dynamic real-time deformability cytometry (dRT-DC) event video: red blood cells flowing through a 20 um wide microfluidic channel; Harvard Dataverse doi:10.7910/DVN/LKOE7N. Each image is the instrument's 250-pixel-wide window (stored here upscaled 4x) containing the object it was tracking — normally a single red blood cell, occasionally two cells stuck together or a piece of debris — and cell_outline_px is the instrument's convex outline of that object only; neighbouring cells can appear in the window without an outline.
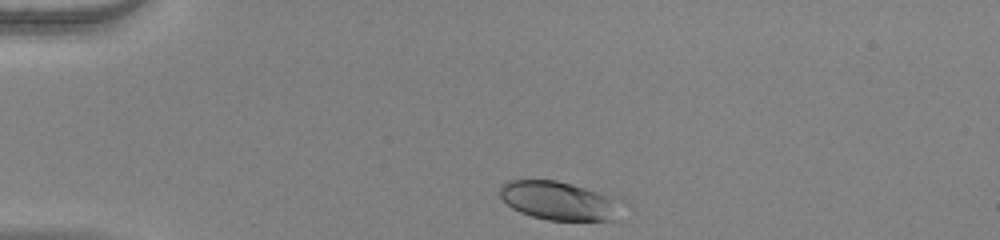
{"species": "human", "species_latin": "Homo sapiens", "temperature_condition": "warm", "stored_images_in_passage": 34, "camera_frame_rate_fps": 3000, "um_per_image_px": 0.085, "donor": {"sex": "female"}, "frame": {"image": 1, "passage_image": 1, "time_ms": 0.0, "image_size_px": [1000, 240], "cell_outline_px": [[624, 200], [620, 220], [548, 220], [532, 216], [520, 212], [512, 208], [500, 196], [500, 188], [508, 180], [556, 180], [624, 196]], "centroid_in_image_um": [47.71, 17.06], "position_along_channel_um": 37.3, "area_um2": 28.5}}
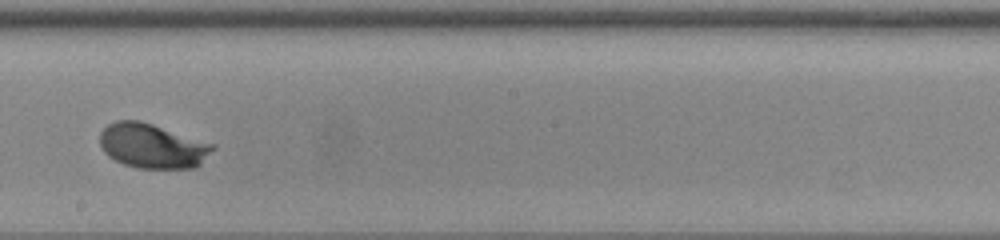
{"frame": {"image": 2, "passage_image": 20, "time_ms": 6.333, "image_size_px": [1000, 240], "cell_outline_px": [[216, 148], [196, 168], [136, 168], [124, 164], [108, 156], [104, 152], [100, 144], [100, 132], [108, 124], [116, 120], [140, 120], [216, 144]], "centroid_in_image_um": [12.97, 12.4], "position_along_channel_um": 235.2, "area_um2": 29.54}}
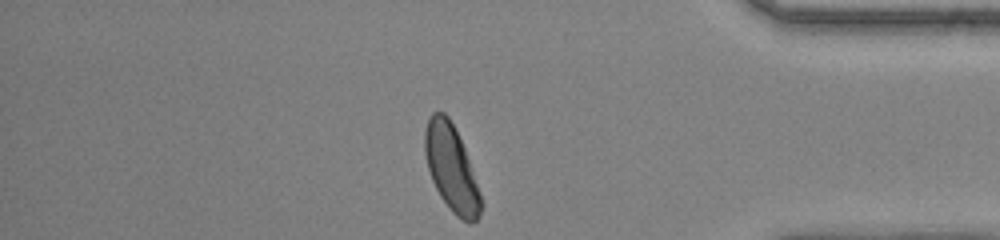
{"frame": {"image": 3, "passage_image": 34, "time_ms": 11.0, "image_size_px": [1000, 240], "cell_outline_px": [[484, 204], [480, 216], [472, 224], [468, 224], [456, 216], [452, 212], [440, 196], [432, 180], [428, 168], [424, 152], [424, 132], [428, 116], [432, 112], [444, 112], [448, 116], [464, 148], [480, 192]], "centroid_in_image_um": [38.37, 14.33], "position_along_channel_um": 396.8, "area_um2": 28.21}, "authors_computed_cell_mechanics": {"area_um2": 28.3798, "velocity_mm_per_s": 3.9394, "shape_relaxation_time_tau1_ms": 2.2109, "shape_relaxation_time_tau2_ms": null, "deformation_change_tau1": 0.1351, "deformation_change_tau2": null}}